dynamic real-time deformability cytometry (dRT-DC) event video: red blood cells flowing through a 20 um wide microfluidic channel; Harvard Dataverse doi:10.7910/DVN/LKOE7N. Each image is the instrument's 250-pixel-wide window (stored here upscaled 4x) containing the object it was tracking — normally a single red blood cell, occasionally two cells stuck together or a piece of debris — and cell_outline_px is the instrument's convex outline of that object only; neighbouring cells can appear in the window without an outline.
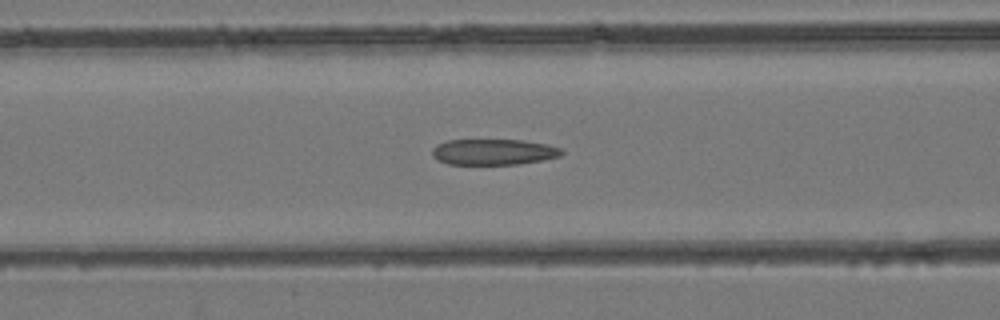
{"species": "common noctule bat (a hibernating species)", "species_latin": "Nyctalus noctula", "temperature_condition": "room temperature", "stored_images_in_passage": 42, "camera_frame_rate_fps": 3000, "um_per_image_px": 0.085, "animal": {"sex": "female", "body_mass_g": 24.6, "forearm_length_mm": 56.2}, "frame": {"image": 1, "passage_image": 13, "time_ms": 4.0, "image_size_px": [1000, 320], "cell_outline_px": [[564, 152], [560, 156], [544, 160], [520, 164], [448, 164], [436, 160], [432, 156], [432, 148], [436, 144], [448, 140], [524, 140], [548, 144], [564, 148]], "centroid_in_image_um": [41.97, 12.91], "position_along_channel_um": 124.6, "area_um2": 19.83}}
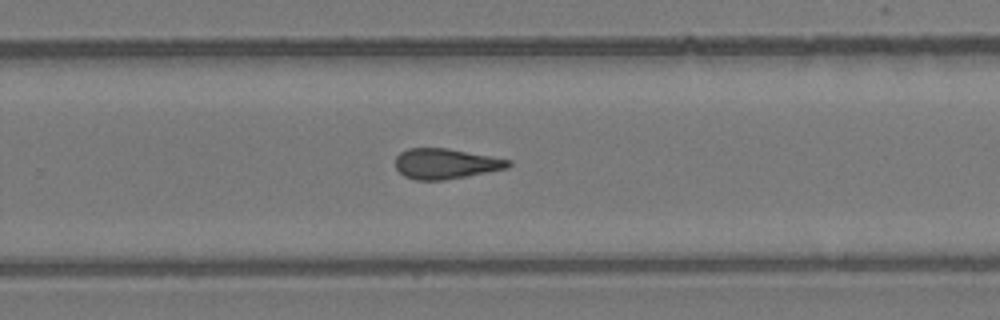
{"frame": {"image": 2, "passage_image": 25, "time_ms": 8.0, "image_size_px": [1000, 320], "cell_outline_px": [[512, 164], [508, 168], [444, 180], [416, 180], [404, 176], [396, 168], [396, 156], [400, 152], [408, 148], [448, 148], [512, 160]], "centroid_in_image_um": [37.88, 13.91], "position_along_channel_um": 291.9, "area_um2": 19.94}}
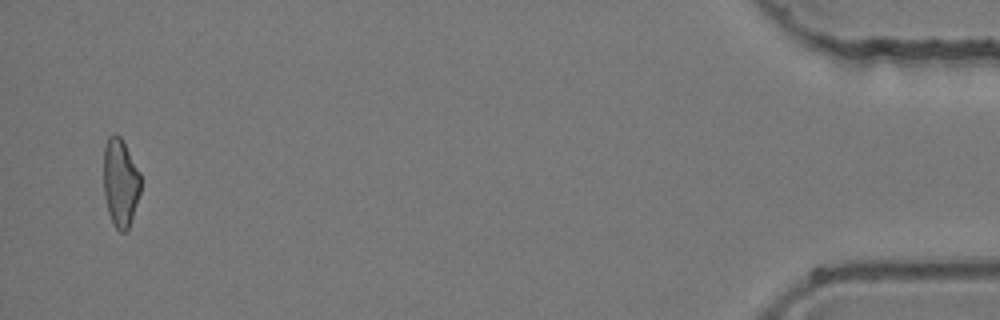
{"frame": {"image": 3, "passage_image": 41, "time_ms": 13.333, "image_size_px": [1000, 320], "cell_outline_px": [[140, 192], [128, 228], [124, 232], [120, 232], [116, 228], [108, 212], [104, 196], [104, 148], [108, 136], [112, 132], [116, 132], [120, 136], [140, 172]], "centroid_in_image_um": [10.22, 15.47], "position_along_channel_um": 425.0, "area_um2": 18.9}}